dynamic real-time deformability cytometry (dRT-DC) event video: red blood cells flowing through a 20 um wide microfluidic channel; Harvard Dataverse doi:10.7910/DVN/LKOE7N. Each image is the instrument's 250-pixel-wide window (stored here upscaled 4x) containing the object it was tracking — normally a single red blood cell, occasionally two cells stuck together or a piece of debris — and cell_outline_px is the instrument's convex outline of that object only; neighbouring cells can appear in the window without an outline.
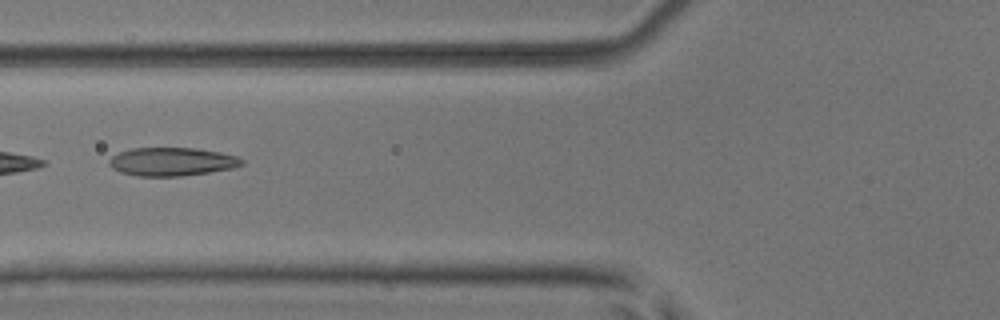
{"species": "common noctule bat (a hibernating species)", "species_latin": "Nyctalus noctula", "temperature_condition": "room temperature", "stored_images_in_passage": 20, "camera_frame_rate_fps": 3000, "um_per_image_px": 0.085, "animal": {"sex": "male", "body_mass_g": 17.9, "forearm_length_mm": 54.2}, "frame": {"image": 1, "passage_image": 4, "time_ms": 1.0, "image_size_px": [1000, 320], "cell_outline_px": [[244, 164], [232, 168], [208, 172], [180, 176], [136, 176], [120, 172], [112, 168], [108, 164], [108, 160], [112, 156], [120, 152], [132, 148], [196, 148], [220, 152], [236, 156], [244, 160]], "centroid_in_image_um": [14.59, 13.74], "position_along_channel_um": 111.2, "area_um2": 21.91}}